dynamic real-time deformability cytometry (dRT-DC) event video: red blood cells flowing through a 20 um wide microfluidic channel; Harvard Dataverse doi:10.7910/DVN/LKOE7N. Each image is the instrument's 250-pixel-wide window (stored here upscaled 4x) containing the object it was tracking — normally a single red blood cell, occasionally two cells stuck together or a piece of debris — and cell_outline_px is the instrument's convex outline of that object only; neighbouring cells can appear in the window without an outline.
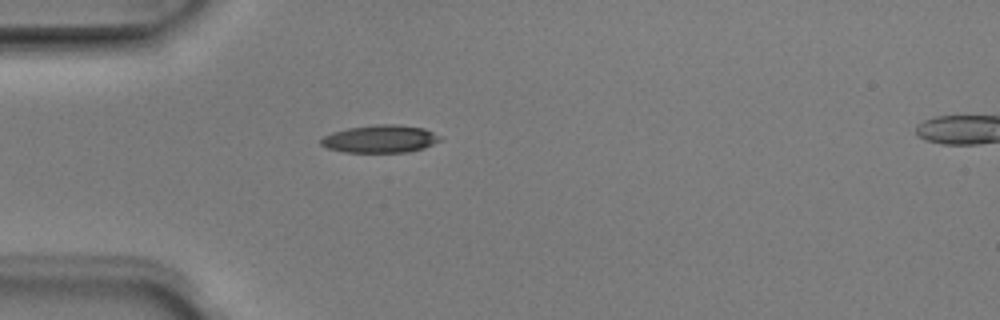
{"species": "Egyptian fruit bat (a non-hibernating species)", "species_latin": "Rousettus aegyptiacus", "temperature_condition": "room temperature", "stored_images_in_passage": 2, "camera_frame_rate_fps": 3000, "um_per_image_px": 0.085, "animal": {"sex": "male"}, "frame": {"image": 1, "passage_image": 1, "time_ms": 0.0, "image_size_px": [1000, 320], "cell_outline_px": [[440, 140], [424, 148], [408, 152], [344, 152], [328, 148], [320, 144], [320, 140], [324, 136], [332, 132], [348, 128], [376, 124], [396, 124], [424, 128], [440, 136]], "centroid_in_image_um": [32.3, 11.8], "position_along_channel_um": 52.7, "area_um2": 19.13}}